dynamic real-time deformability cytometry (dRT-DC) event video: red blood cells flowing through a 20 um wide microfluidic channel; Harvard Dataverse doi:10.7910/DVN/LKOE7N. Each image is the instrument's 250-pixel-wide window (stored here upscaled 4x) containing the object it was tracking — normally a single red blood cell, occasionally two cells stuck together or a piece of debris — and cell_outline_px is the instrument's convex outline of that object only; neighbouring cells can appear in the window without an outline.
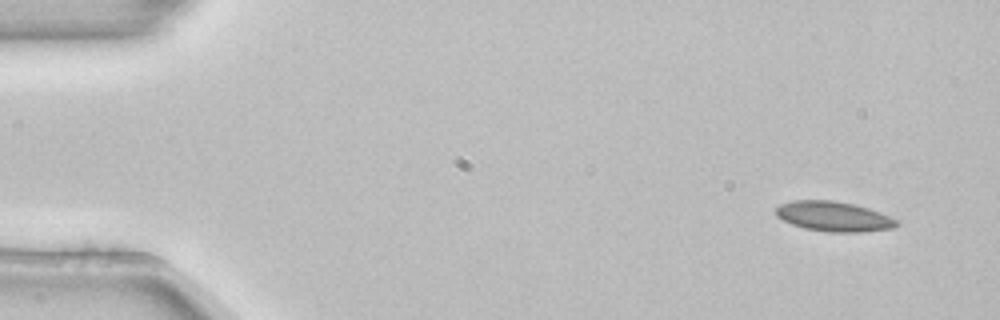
{"species": "common noctule bat (a hibernating species)", "species_latin": "Nyctalus noctula", "temperature_condition": "room temperature", "stored_images_in_passage": 5, "segment_of_instrument_passage": [1, 2], "camera_frame_rate_fps": 3000, "um_per_image_px": 0.085, "animal": {"sex": "female", "body_mass_g": 22.7, "forearm_length_mm": 54.2}, "frame": {"image": 1, "passage_image": 1, "time_ms": 0.0, "image_size_px": [1000, 320], "cell_outline_px": [[900, 224], [896, 228], [860, 232], [828, 232], [804, 228], [792, 224], [776, 216], [776, 208], [780, 204], [792, 200], [832, 200], [852, 204], [868, 208], [880, 212], [896, 220]], "centroid_in_image_um": [70.87, 18.4], "position_along_channel_um": 14.1, "area_um2": 21.04}}
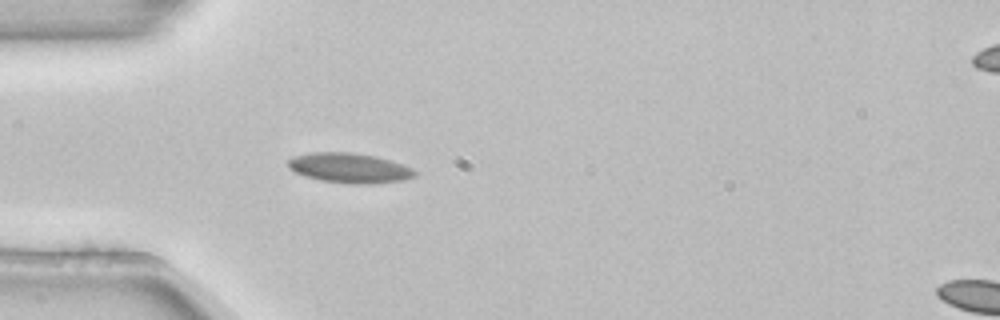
{"frame": {"image": 2, "passage_image": 4, "time_ms": 1.0, "image_size_px": [1000, 320], "cell_outline_px": [[416, 176], [404, 180], [372, 184], [352, 184], [320, 180], [304, 176], [288, 168], [288, 160], [292, 156], [312, 152], [352, 152], [376, 156], [412, 168], [416, 172]], "centroid_in_image_um": [29.68, 14.28], "position_along_channel_um": 55.3, "area_um2": 22.14}}